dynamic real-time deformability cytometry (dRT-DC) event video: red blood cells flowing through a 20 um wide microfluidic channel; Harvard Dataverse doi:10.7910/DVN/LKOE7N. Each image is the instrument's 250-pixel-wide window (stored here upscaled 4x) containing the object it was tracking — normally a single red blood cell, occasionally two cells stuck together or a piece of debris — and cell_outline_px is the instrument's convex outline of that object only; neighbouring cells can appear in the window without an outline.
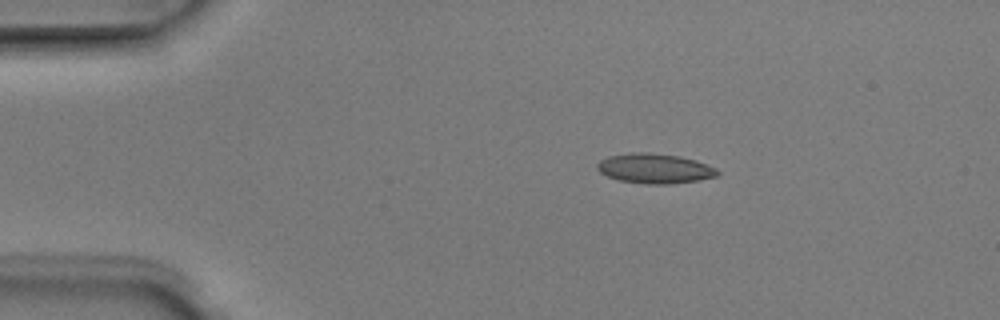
{"species": "Egyptian fruit bat (a non-hibernating species)", "species_latin": "Rousettus aegyptiacus", "temperature_condition": "room temperature", "stored_images_in_passage": 8, "camera_frame_rate_fps": 3000, "um_per_image_px": 0.085, "animal": {"sex": "male"}, "frame": {"image": 1, "passage_image": 3, "time_ms": 0.667, "image_size_px": [1000, 320], "cell_outline_px": [[720, 172], [716, 176], [696, 180], [668, 184], [644, 184], [620, 180], [608, 176], [600, 172], [596, 168], [596, 164], [600, 160], [608, 156], [632, 152], [648, 152], [680, 156], [696, 160], [716, 168]], "centroid_in_image_um": [55.63, 14.31], "position_along_channel_um": 29.4, "area_um2": 20.87}}
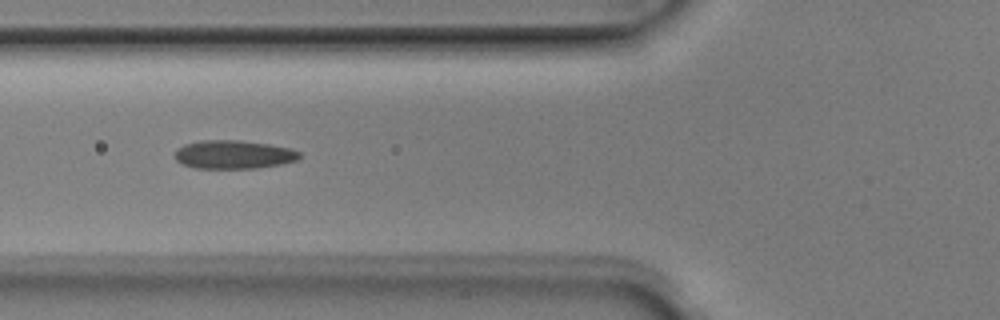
{"frame": {"image": 2, "passage_image": 6, "time_ms": 1.667, "image_size_px": [1000, 320], "cell_outline_px": [[300, 156], [296, 160], [280, 164], [260, 168], [196, 168], [180, 164], [172, 156], [176, 148], [184, 144], [200, 140], [236, 140], [268, 144], [292, 148], [300, 152]], "centroid_in_image_um": [19.79, 13.13], "position_along_channel_um": 106.0, "area_um2": 20.92}}
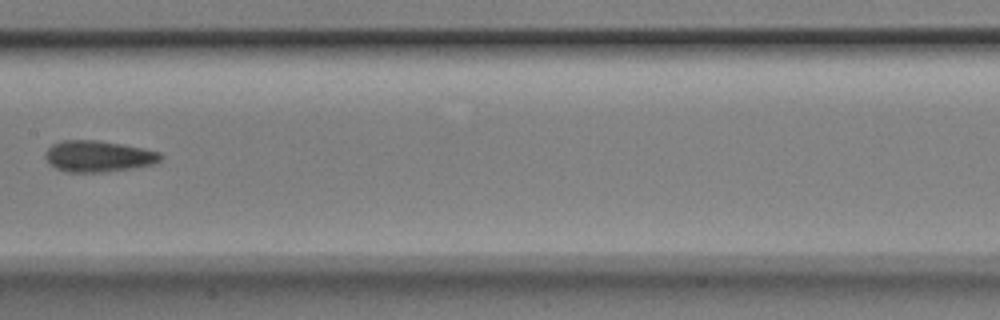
{"frame": {"image": 3, "passage_image": 8, "time_ms": 2.333, "image_size_px": [1000, 320], "cell_outline_px": [[164, 156], [156, 164], [108, 172], [64, 172], [48, 164], [44, 156], [44, 152], [52, 144], [64, 140], [96, 140], [144, 148], [160, 152]], "centroid_in_image_um": [8.35, 13.29], "position_along_channel_um": 199.1, "area_um2": 21.27}}